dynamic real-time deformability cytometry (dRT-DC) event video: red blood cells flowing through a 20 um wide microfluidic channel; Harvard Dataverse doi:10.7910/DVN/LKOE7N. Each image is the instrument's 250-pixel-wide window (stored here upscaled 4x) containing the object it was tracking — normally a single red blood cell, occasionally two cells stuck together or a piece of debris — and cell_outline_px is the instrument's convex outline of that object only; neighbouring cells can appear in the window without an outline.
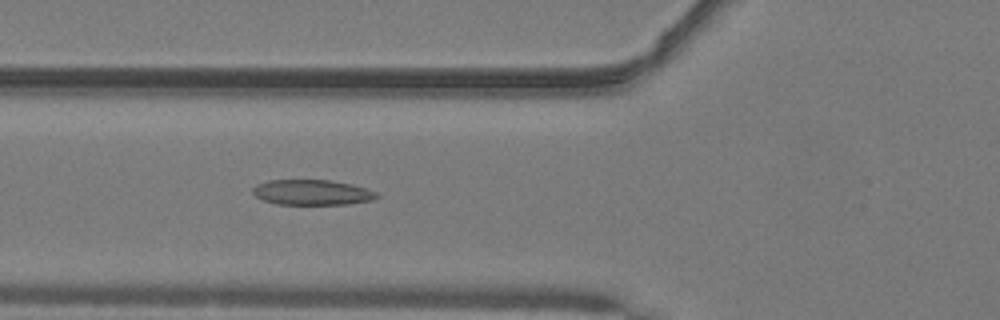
{"species": "common noctule bat (a hibernating species)", "species_latin": "Nyctalus noctula", "temperature_condition": "warm", "stored_images_in_passage": 46, "camera_frame_rate_fps": 3000, "um_per_image_px": 0.085, "animal": {"sex": "male", "body_mass_g": 19.2, "forearm_length_mm": 51.8}, "frame": {"image": 1, "passage_image": 15, "time_ms": 4.667, "image_size_px": [1000, 320], "cell_outline_px": [[380, 196], [372, 200], [348, 204], [276, 204], [264, 200], [256, 196], [252, 192], [252, 188], [256, 184], [268, 180], [328, 180], [352, 184], [376, 192]], "centroid_in_image_um": [26.51, 16.35], "position_along_channel_um": 99.3, "area_um2": 18.21}}
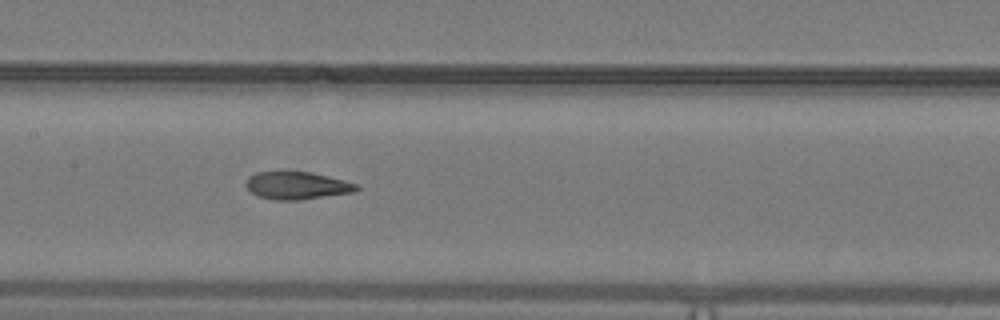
{"frame": {"image": 2, "passage_image": 21, "time_ms": 6.667, "image_size_px": [1000, 320], "cell_outline_px": [[360, 188], [352, 192], [300, 200], [276, 200], [256, 196], [244, 184], [248, 176], [256, 172], [308, 172], [344, 180], [360, 184]], "centroid_in_image_um": [25.22, 15.77], "position_along_channel_um": 182.2, "area_um2": 17.69}}
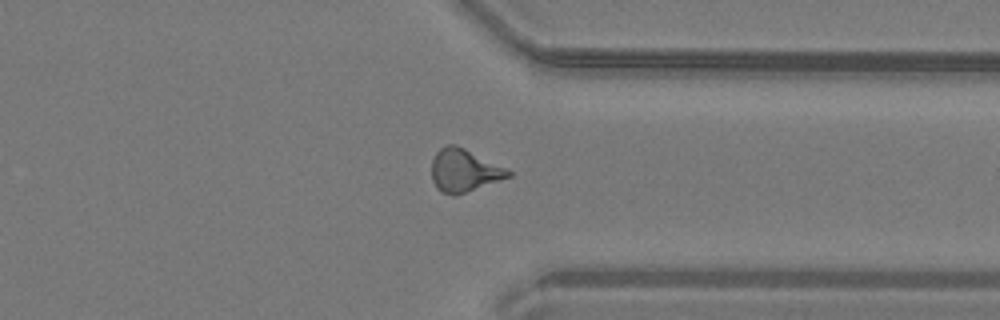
{"frame": {"image": 3, "passage_image": 35, "time_ms": 11.333, "image_size_px": [1000, 320], "cell_outline_px": [[512, 176], [456, 196], [452, 196], [440, 192], [436, 188], [432, 180], [432, 160], [436, 152], [440, 148], [448, 144], [456, 144], [512, 172]], "centroid_in_image_um": [39.4, 14.52], "position_along_channel_um": 372.0, "area_um2": 19.02}, "authors_computed_cell_mechanics": {"area_um2": 18.4093, "velocity_mm_per_s": 4.1015, "shape_relaxation_time_tau1_ms": null, "shape_relaxation_time_tau2_ms": 1.7695, "deformation_change_tau1": null, "deformation_change_tau2": 0.0927}}